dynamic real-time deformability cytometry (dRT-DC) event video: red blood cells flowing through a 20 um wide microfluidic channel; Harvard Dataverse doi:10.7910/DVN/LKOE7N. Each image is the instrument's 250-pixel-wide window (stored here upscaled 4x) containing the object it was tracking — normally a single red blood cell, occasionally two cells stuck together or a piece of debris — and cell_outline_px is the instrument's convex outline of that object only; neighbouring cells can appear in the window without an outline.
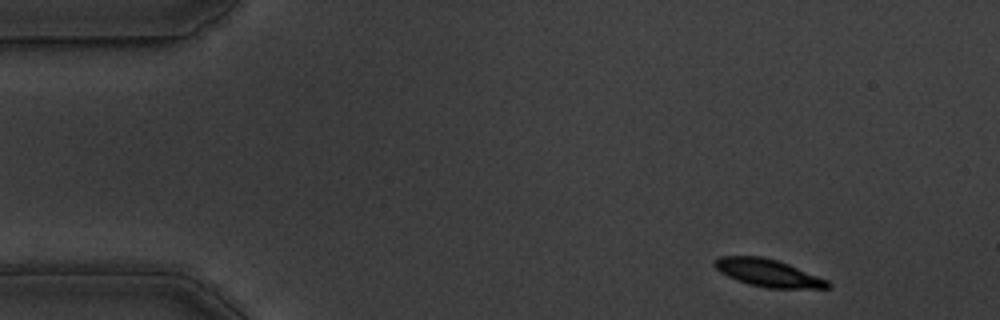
{"species": "common noctule bat (a hibernating species)", "species_latin": "Nyctalus noctula", "temperature_condition": "warm", "stored_images_in_passage": 52, "camera_frame_rate_fps": 3000, "um_per_image_px": 0.085, "animal": {"sex": "male", "body_mass_g": 19.5, "forearm_length_mm": 54.6}, "frame": {"image": 1, "passage_image": 2, "time_ms": 0.333, "image_size_px": [1000, 320], "cell_outline_px": [[832, 284], [828, 288], [768, 288], [748, 284], [736, 280], [720, 272], [712, 264], [720, 256], [760, 256], [776, 260], [788, 264], [828, 280]], "centroid_in_image_um": [65.28, 23.2], "position_along_channel_um": 19.7, "area_um2": 17.98}}
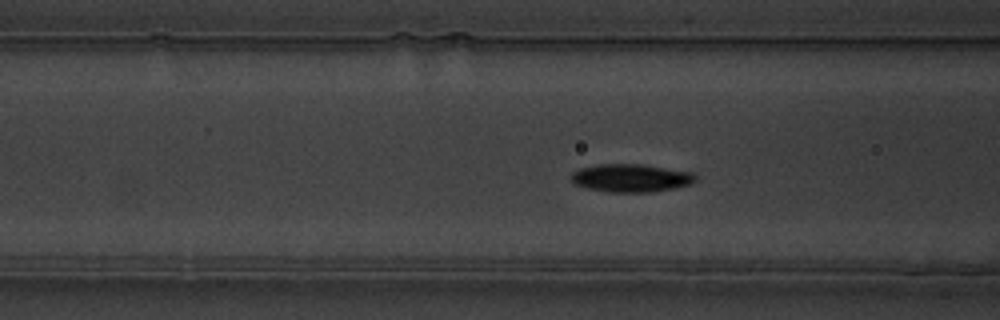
{"frame": {"image": 2, "passage_image": 17, "time_ms": 5.333, "image_size_px": [1000, 320], "cell_outline_px": [[696, 180], [688, 184], [676, 188], [652, 192], [612, 192], [588, 188], [576, 184], [572, 180], [572, 172], [580, 168], [600, 164], [644, 164], [692, 172], [696, 176]], "centroid_in_image_um": [53.66, 15.12], "position_along_channel_um": 112.9, "area_um2": 20.17}}
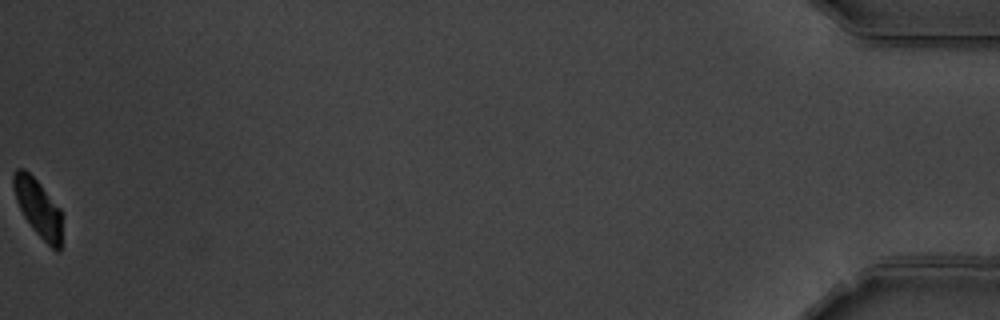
{"frame": {"image": 3, "passage_image": 52, "time_ms": 17.0, "image_size_px": [1000, 320], "cell_outline_px": [[60, 248], [56, 252], [32, 228], [24, 216], [16, 200], [12, 184], [12, 172], [16, 168], [24, 168], [40, 184], [60, 208]], "centroid_in_image_um": [3.19, 17.61], "position_along_channel_um": 432.0, "area_um2": 15.95}, "authors_computed_cell_mechanics": {"area_um2": 18.9295, "velocity_mm_per_s": 3.6055, "shape_relaxation_time_tau1_ms": 4.2208, "shape_relaxation_time_tau2_ms": null, "deformation_change_tau1": 0.1869, "deformation_change_tau2": null}}